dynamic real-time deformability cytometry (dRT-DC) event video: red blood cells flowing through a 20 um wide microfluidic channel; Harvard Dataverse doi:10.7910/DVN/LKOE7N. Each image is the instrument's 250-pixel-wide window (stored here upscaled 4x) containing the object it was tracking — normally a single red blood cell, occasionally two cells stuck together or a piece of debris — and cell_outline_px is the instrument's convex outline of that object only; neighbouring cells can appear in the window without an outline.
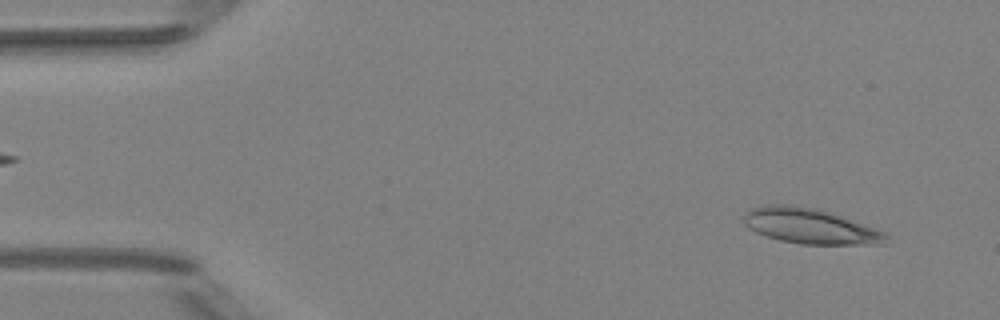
{"species": "Egyptian fruit bat (a non-hibernating species)", "species_latin": "Rousettus aegyptiacus", "temperature_condition": "room temperature", "stored_images_in_passage": 4, "camera_frame_rate_fps": 3000, "um_per_image_px": 0.085, "animal": {"sex": "female"}, "frame": {"image": 1, "passage_image": 4, "time_ms": 4.333, "image_size_px": [1000, 320], "cell_outline_px": [[888, 244], [800, 244], [780, 240], [756, 232], [748, 228], [744, 224], [744, 216], [752, 208], [760, 204], [788, 204], [816, 208], [840, 216], [884, 232], [888, 236]], "centroid_in_image_um": [68.83, 19.22], "position_along_channel_um": 16.2, "area_um2": 29.02}}